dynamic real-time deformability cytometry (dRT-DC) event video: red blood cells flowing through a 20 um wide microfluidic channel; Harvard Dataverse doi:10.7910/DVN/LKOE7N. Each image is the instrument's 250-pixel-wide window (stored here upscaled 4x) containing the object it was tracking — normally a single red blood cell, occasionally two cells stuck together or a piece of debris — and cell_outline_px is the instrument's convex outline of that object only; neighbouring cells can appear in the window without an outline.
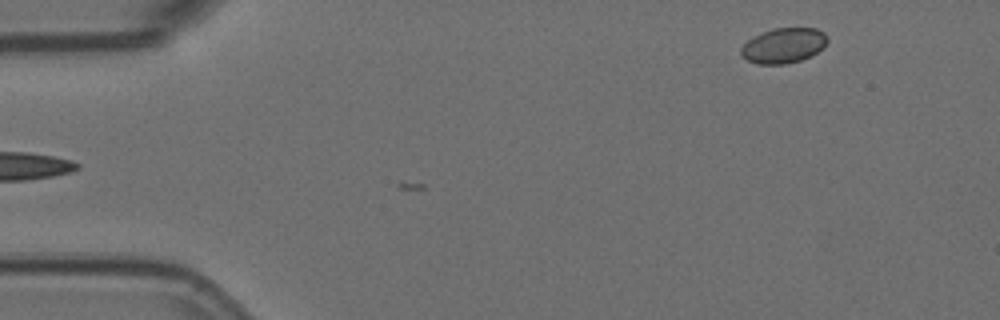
{"species": "Egyptian fruit bat (a non-hibernating species)", "species_latin": "Rousettus aegyptiacus", "temperature_condition": "room temperature", "stored_images_in_passage": 4, "camera_frame_rate_fps": 3000, "um_per_image_px": 0.085, "animal": {"sex": "female"}, "frame": {"image": 1, "passage_image": 1, "time_ms": 0.0, "image_size_px": [1000, 320], "cell_outline_px": [[828, 40], [812, 56], [800, 60], [784, 64], [756, 64], [740, 56], [740, 48], [748, 40], [772, 28], [816, 28], [824, 32], [828, 36]], "centroid_in_image_um": [66.59, 3.87], "position_along_channel_um": 18.4, "area_um2": 17.57}}